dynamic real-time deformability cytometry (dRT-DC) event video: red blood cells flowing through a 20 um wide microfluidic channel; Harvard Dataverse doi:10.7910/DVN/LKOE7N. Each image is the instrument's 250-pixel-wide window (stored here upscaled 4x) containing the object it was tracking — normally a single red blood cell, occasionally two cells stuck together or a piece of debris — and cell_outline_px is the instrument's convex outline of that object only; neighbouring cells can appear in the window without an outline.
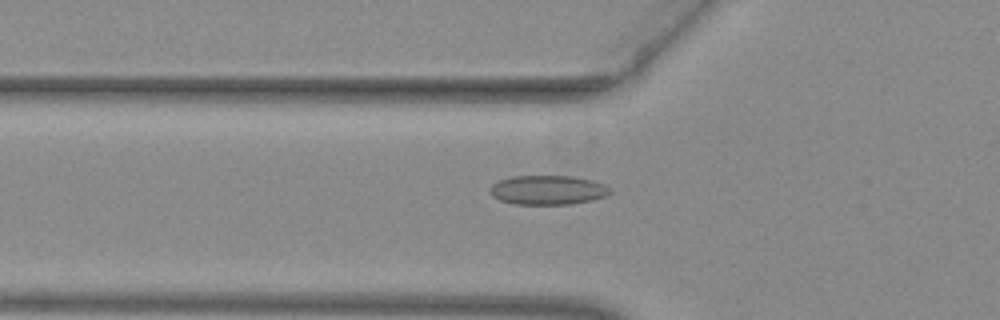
{"species": "common noctule bat (a hibernating species)", "species_latin": "Nyctalus noctula", "temperature_condition": "warm", "stored_images_in_passage": 52, "camera_frame_rate_fps": 3000, "um_per_image_px": 0.085, "animal": {"sex": "female", "body_mass_g": 29.2, "forearm_length_mm": 56.3}, "frame": {"image": 1, "passage_image": 19, "time_ms": 6.0, "image_size_px": [1000, 320], "cell_outline_px": [[612, 192], [604, 196], [592, 200], [568, 204], [512, 204], [500, 200], [492, 196], [488, 192], [488, 188], [492, 184], [500, 180], [512, 176], [572, 176], [592, 180], [604, 184]], "centroid_in_image_um": [46.51, 16.15], "position_along_channel_um": 79.3, "area_um2": 20.52}}
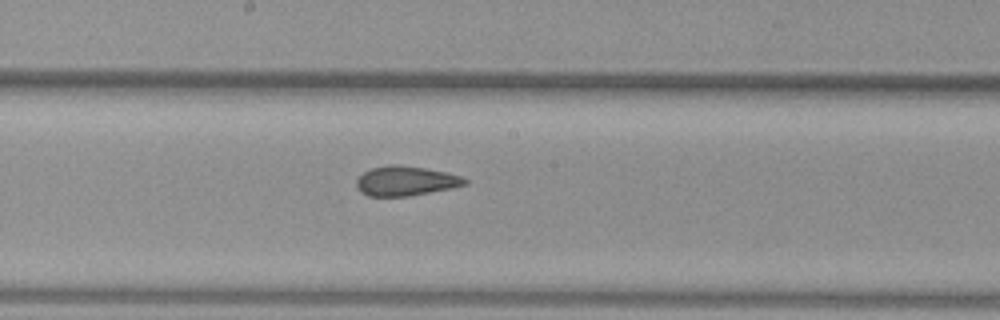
{"frame": {"image": 2, "passage_image": 29, "time_ms": 9.333, "image_size_px": [1000, 320], "cell_outline_px": [[468, 184], [452, 188], [408, 196], [368, 196], [360, 192], [356, 188], [356, 180], [364, 172], [372, 168], [388, 164], [400, 164], [448, 172], [460, 176], [468, 180]], "centroid_in_image_um": [34.48, 15.37], "position_along_channel_um": 213.7, "area_um2": 18.84}}
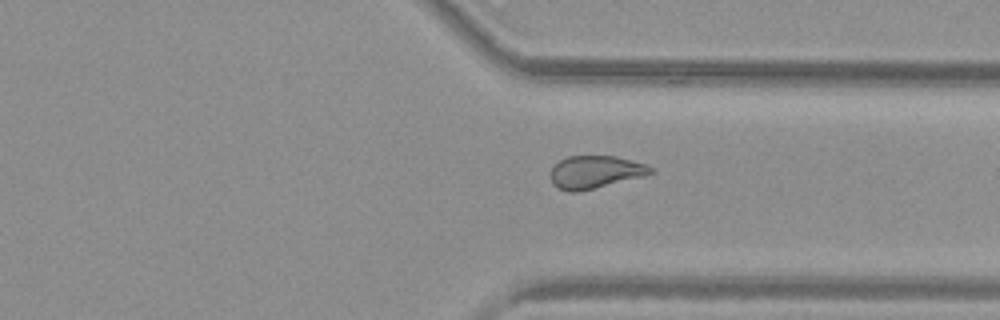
{"frame": {"image": 3, "passage_image": 40, "time_ms": 13.0, "image_size_px": [1000, 320], "cell_outline_px": [[656, 172], [644, 176], [580, 192], [568, 192], [552, 184], [552, 168], [560, 160], [568, 156], [616, 156], [632, 160], [656, 168]], "centroid_in_image_um": [50.65, 14.63], "position_along_channel_um": 360.8, "area_um2": 19.13}, "authors_computed_cell_mechanics": {"area_um2": 20.4612, "velocity_mm_per_s": 4.0269, "shape_relaxation_time_tau1_ms": null, "shape_relaxation_time_tau2_ms": 1.3436, "deformation_change_tau1": null, "deformation_change_tau2": 0.0828}}